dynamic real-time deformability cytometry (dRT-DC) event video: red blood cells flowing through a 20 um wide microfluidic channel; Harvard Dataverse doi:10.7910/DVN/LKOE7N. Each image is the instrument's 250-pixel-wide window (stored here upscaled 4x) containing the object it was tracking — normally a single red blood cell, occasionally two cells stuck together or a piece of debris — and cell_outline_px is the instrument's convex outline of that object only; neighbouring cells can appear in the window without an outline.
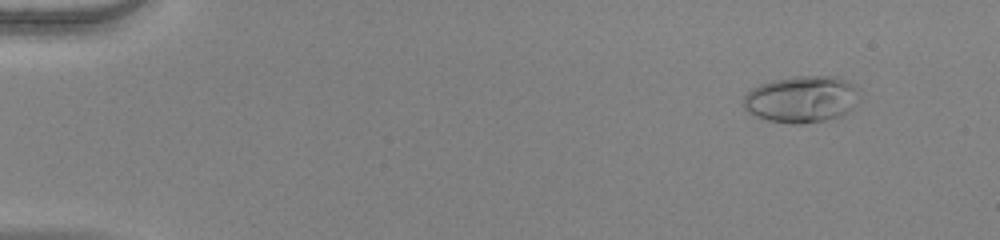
{"species": "human", "species_latin": "Homo sapiens", "temperature_condition": "warm", "stored_images_in_passage": 54, "camera_frame_rate_fps": 3000, "um_per_image_px": 0.085, "donor": {"sex": "female"}, "frame": {"image": 1, "passage_image": 6, "time_ms": 1.667, "image_size_px": [1000, 240], "cell_outline_px": [[860, 100], [852, 108], [840, 116], [824, 120], [800, 124], [792, 124], [768, 120], [756, 116], [748, 112], [744, 108], [744, 96], [752, 88], [760, 84], [772, 80], [796, 76], [836, 76], [860, 88]], "centroid_in_image_um": [68.16, 8.42], "position_along_channel_um": 16.8, "area_um2": 31.73}}
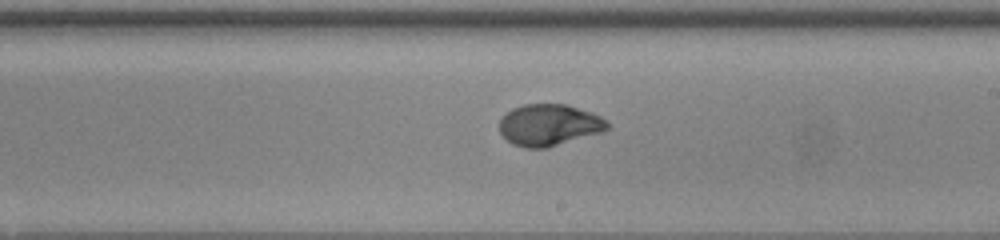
{"frame": {"image": 2, "passage_image": 33, "time_ms": 10.667, "image_size_px": [1000, 240], "cell_outline_px": [[608, 128], [604, 132], [548, 148], [524, 148], [512, 144], [500, 132], [500, 116], [512, 108], [524, 104], [568, 104], [592, 112], [600, 116], [608, 124]], "centroid_in_image_um": [46.67, 10.62], "position_along_channel_um": 242.3, "area_um2": 26.47}}
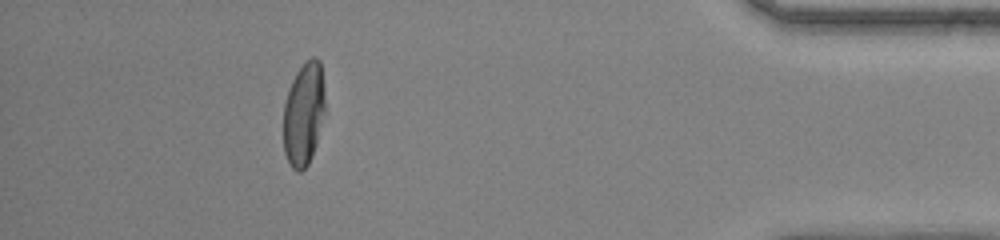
{"frame": {"image": 3, "passage_image": 49, "time_ms": 16.0, "image_size_px": [1000, 240], "cell_outline_px": [[324, 112], [316, 144], [312, 156], [308, 164], [300, 172], [296, 172], [292, 168], [284, 152], [284, 104], [292, 80], [296, 72], [312, 56], [316, 56], [320, 60], [324, 88]], "centroid_in_image_um": [25.82, 9.68], "position_along_channel_um": 409.4, "area_um2": 24.85}, "authors_computed_cell_mechanics": {"area_um2": 26.2701, "velocity_mm_per_s": 3.981, "shape_relaxation_time_tau1_ms": 4.2855, "shape_relaxation_time_tau2_ms": null, "deformation_change_tau1": 0.2327, "deformation_change_tau2": null}}